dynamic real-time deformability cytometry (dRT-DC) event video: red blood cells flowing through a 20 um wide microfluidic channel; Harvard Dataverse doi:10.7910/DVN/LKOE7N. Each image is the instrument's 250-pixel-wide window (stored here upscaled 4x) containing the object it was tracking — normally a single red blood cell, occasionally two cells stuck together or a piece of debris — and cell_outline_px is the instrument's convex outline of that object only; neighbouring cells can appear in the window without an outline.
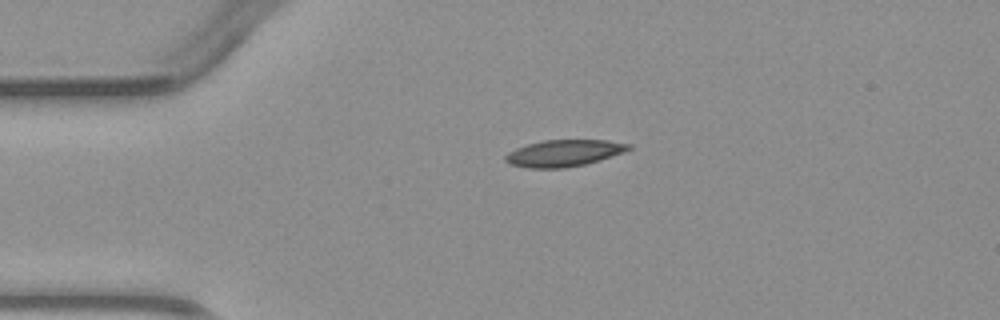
{"species": "common noctule bat (a hibernating species)", "species_latin": "Nyctalus noctula", "temperature_condition": "warm", "stored_images_in_passage": 3, "camera_frame_rate_fps": 3000, "um_per_image_px": 0.085, "animal": {"sex": "male", "body_mass_g": 23.1, "forearm_length_mm": 52.7}, "frame": {"image": 1, "passage_image": 3, "time_ms": 3.0, "image_size_px": [1000, 320], "cell_outline_px": [[632, 148], [624, 152], [600, 160], [584, 164], [564, 168], [528, 168], [512, 164], [504, 160], [504, 156], [508, 152], [516, 148], [528, 144], [544, 140], [608, 140], [632, 144]], "centroid_in_image_um": [47.95, 13.01], "position_along_channel_um": 37.0, "area_um2": 19.13}}